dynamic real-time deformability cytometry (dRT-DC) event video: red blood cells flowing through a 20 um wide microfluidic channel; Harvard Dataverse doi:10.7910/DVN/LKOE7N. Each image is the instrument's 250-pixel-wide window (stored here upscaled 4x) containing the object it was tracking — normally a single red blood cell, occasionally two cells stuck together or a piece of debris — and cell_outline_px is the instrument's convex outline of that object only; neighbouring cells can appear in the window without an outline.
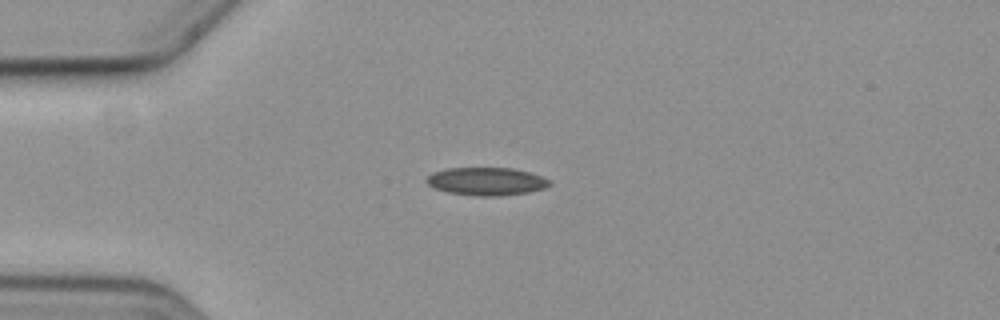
{"species": "common noctule bat (a hibernating species)", "species_latin": "Nyctalus noctula", "temperature_condition": "cold", "stored_images_in_passage": 5, "camera_frame_rate_fps": 3000, "um_per_image_px": 0.085, "animal": {"sex": "female", "body_mass_g": 19.3, "forearm_length_mm": 54.1}, "frame": {"image": 1, "passage_image": 4, "time_ms": 3.667, "image_size_px": [1000, 320], "cell_outline_px": [[552, 184], [544, 188], [528, 192], [496, 196], [480, 196], [448, 192], [432, 188], [424, 180], [432, 172], [444, 168], [512, 168], [528, 172], [540, 176], [548, 180]], "centroid_in_image_um": [41.28, 15.41], "position_along_channel_um": 43.7, "area_um2": 19.94}}